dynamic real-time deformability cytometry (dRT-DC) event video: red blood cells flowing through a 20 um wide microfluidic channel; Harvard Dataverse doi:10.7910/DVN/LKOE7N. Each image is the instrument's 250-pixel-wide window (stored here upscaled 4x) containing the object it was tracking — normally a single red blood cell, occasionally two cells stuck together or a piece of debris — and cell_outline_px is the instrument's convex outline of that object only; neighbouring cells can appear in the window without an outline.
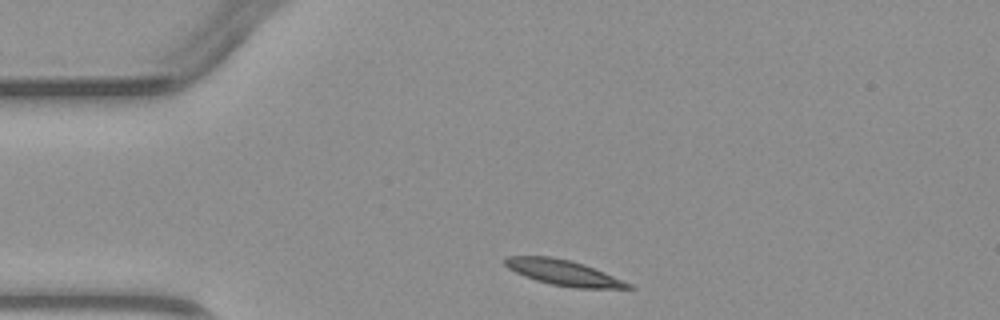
{"species": "common noctule bat (a hibernating species)", "species_latin": "Nyctalus noctula", "temperature_condition": "warm", "stored_images_in_passage": 2, "camera_frame_rate_fps": 3000, "um_per_image_px": 0.085, "animal": {"sex": "male", "body_mass_g": 23.1, "forearm_length_mm": 52.7}, "frame": {"image": 1, "passage_image": 1, "time_ms": 0.0, "image_size_px": [1000, 320], "cell_outline_px": [[636, 288], [572, 288], [552, 284], [536, 280], [524, 276], [508, 268], [504, 264], [504, 260], [508, 256], [552, 256], [584, 264], [604, 272], [632, 284]], "centroid_in_image_um": [47.89, 23.17], "position_along_channel_um": 37.1, "area_um2": 18.15}}